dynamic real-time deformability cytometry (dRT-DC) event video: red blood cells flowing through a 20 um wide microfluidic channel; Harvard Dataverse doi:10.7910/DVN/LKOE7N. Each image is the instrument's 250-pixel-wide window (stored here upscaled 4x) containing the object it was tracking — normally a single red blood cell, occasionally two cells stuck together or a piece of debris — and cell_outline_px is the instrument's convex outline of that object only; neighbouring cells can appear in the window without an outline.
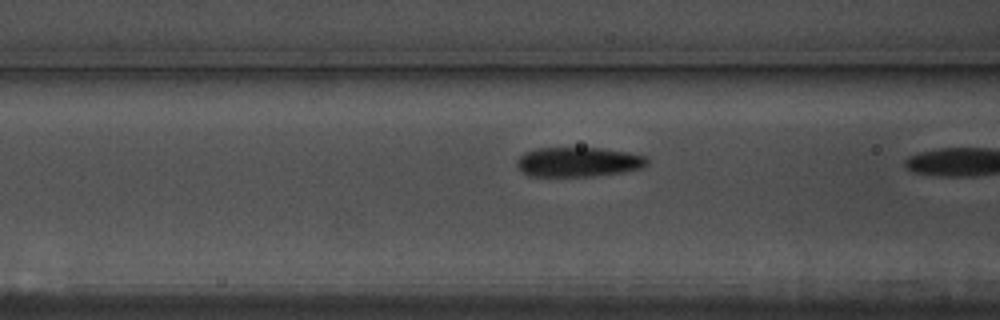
{"species": "common noctule bat (a hibernating species)", "species_latin": "Nyctalus noctula", "temperature_condition": "warm", "stored_images_in_passage": 9, "camera_frame_rate_fps": 3000, "um_per_image_px": 0.085, "animal": {"sex": "male", "body_mass_g": 17.5, "forearm_length_mm": 52.3}, "frame": {"image": 1, "passage_image": 8, "time_ms": 2.333, "image_size_px": [1000, 320], "cell_outline_px": [[648, 164], [640, 168], [624, 172], [596, 176], [528, 176], [516, 164], [516, 160], [524, 152], [536, 148], [600, 148], [628, 152], [644, 156], [648, 160]], "centroid_in_image_um": [49.15, 13.77], "position_along_channel_um": 117.5, "area_um2": 22.48}}